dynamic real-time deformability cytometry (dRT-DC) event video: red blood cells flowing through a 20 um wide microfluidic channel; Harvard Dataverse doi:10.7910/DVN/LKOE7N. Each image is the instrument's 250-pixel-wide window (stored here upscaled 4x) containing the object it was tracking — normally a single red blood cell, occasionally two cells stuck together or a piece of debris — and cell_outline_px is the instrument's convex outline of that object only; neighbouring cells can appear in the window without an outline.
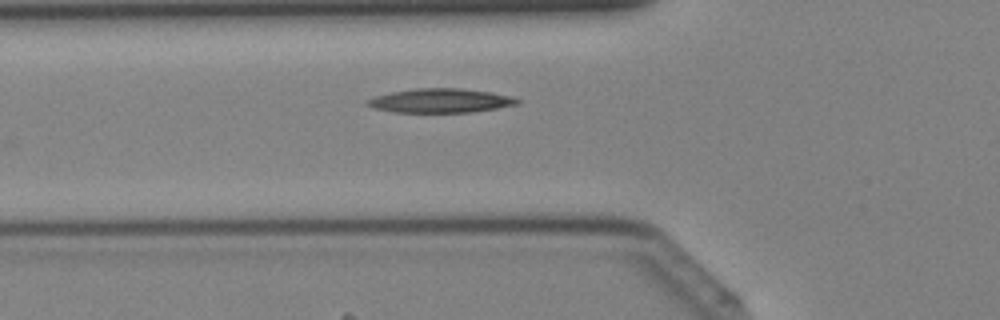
{"species": "Egyptian fruit bat (a non-hibernating species)", "species_latin": "Rousettus aegyptiacus", "temperature_condition": "cold", "stored_images_in_passage": 29, "camera_frame_rate_fps": 3000, "um_per_image_px": 0.085, "animal": {"sex": "female"}, "frame": {"image": 1, "passage_image": 7, "time_ms": 2.0, "image_size_px": [1000, 320], "cell_outline_px": [[520, 104], [472, 112], [392, 112], [372, 108], [364, 104], [364, 100], [372, 96], [392, 92], [416, 88], [460, 88], [488, 92], [508, 96], [520, 100]], "centroid_in_image_um": [37.33, 8.56], "position_along_channel_um": 88.5, "area_um2": 21.1}}
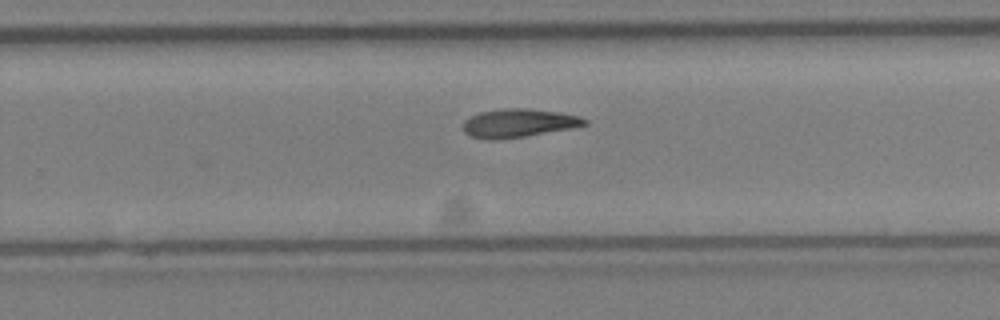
{"frame": {"image": 2, "passage_image": 19, "time_ms": 6.0, "image_size_px": [1000, 320], "cell_outline_px": [[588, 124], [576, 128], [524, 136], [496, 140], [492, 140], [472, 136], [464, 132], [464, 120], [468, 116], [480, 112], [504, 108], [528, 108], [556, 112], [580, 116], [588, 120]], "centroid_in_image_um": [44.1, 10.46], "position_along_channel_um": 285.7, "area_um2": 20.23}}
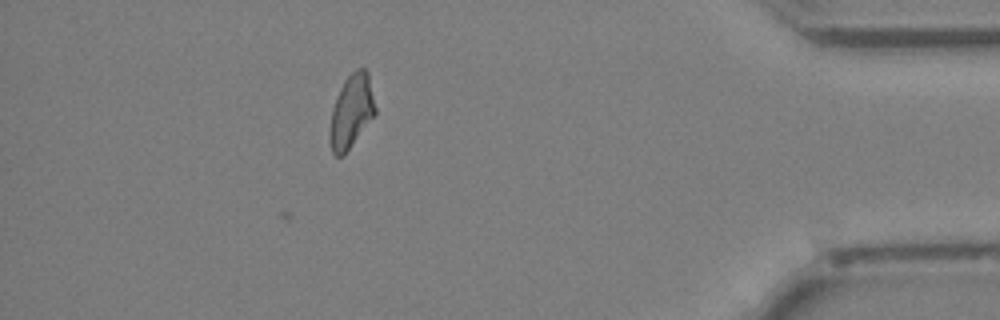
{"frame": {"image": 3, "passage_image": 29, "time_ms": 9.333, "image_size_px": [1000, 320], "cell_outline_px": [[376, 112], [344, 156], [336, 156], [332, 152], [328, 136], [328, 132], [332, 108], [336, 96], [344, 80], [356, 68], [364, 68], [368, 72], [376, 108]], "centroid_in_image_um": [29.84, 9.47], "position_along_channel_um": 405.4, "area_um2": 19.54}}